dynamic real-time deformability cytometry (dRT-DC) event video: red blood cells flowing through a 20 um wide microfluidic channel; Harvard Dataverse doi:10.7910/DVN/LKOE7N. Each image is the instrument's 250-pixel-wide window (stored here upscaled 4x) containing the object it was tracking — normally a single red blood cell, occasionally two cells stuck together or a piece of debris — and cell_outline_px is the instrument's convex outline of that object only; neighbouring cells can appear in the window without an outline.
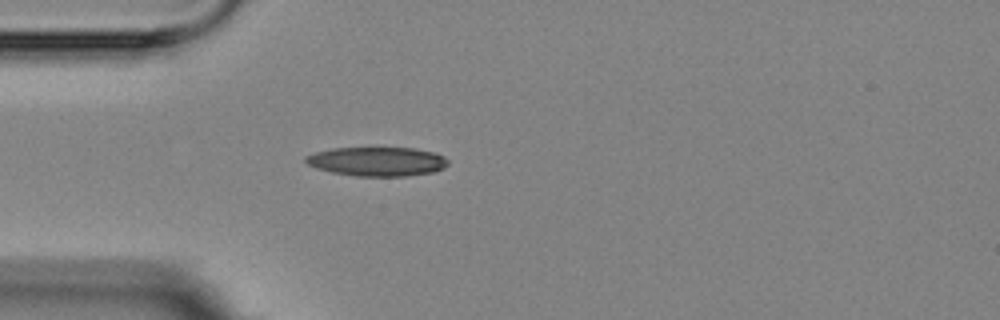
{"species": "Egyptian fruit bat (a non-hibernating species)", "species_latin": "Rousettus aegyptiacus", "temperature_condition": "room temperature", "stored_images_in_passage": 1, "camera_frame_rate_fps": 3000, "um_per_image_px": 0.085, "animal": {"sex": "female"}, "frame": {"image": 1, "passage_image": 1, "time_ms": 0.0, "image_size_px": [1000, 320], "cell_outline_px": [[448, 164], [444, 168], [432, 172], [404, 176], [356, 176], [332, 172], [316, 168], [308, 164], [304, 160], [304, 156], [316, 152], [332, 148], [416, 148], [432, 152], [444, 156], [448, 160]], "centroid_in_image_um": [32.05, 13.72], "position_along_channel_um": 52.9, "area_um2": 24.1}}